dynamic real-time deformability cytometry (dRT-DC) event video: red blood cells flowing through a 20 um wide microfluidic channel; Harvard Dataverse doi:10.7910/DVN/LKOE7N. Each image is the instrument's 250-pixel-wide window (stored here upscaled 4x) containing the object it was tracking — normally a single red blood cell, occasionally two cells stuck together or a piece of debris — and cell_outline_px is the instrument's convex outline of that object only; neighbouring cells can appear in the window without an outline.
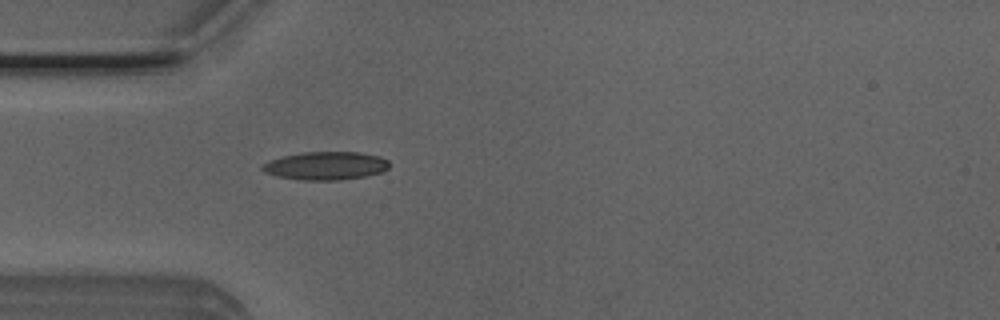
{"species": "Egyptian fruit bat (a non-hibernating species)", "species_latin": "Rousettus aegyptiacus", "temperature_condition": "room temperature", "stored_images_in_passage": 2, "camera_frame_rate_fps": 3000, "um_per_image_px": 0.085, "animal": {"sex": "male"}, "frame": {"image": 1, "passage_image": 2, "time_ms": 0.333, "image_size_px": [1000, 320], "cell_outline_px": [[388, 168], [384, 172], [364, 176], [340, 180], [300, 180], [276, 176], [264, 172], [260, 168], [264, 164], [272, 160], [284, 156], [304, 152], [360, 152], [380, 156], [388, 160]], "centroid_in_image_um": [27.72, 14.09], "position_along_channel_um": 57.3, "area_um2": 20.81}}